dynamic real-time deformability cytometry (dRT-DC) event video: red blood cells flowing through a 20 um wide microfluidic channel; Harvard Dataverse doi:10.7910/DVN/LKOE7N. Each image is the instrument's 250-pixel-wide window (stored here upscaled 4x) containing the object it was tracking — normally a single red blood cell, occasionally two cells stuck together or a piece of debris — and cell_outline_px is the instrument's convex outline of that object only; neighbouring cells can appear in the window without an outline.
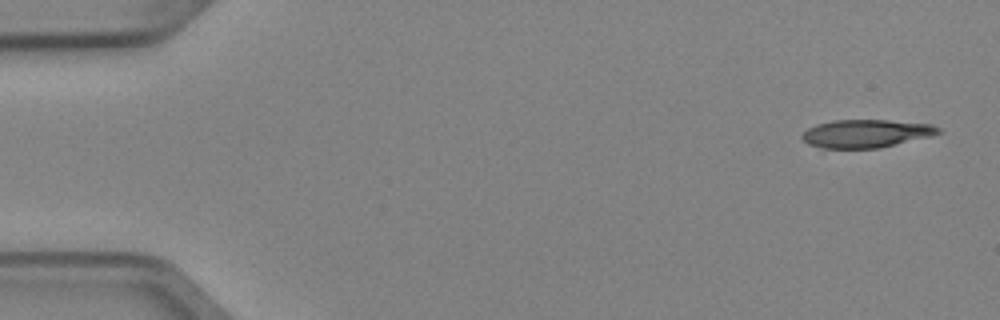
{"species": "Egyptian fruit bat (a non-hibernating species)", "species_latin": "Rousettus aegyptiacus", "temperature_condition": "cold", "stored_images_in_passage": 5, "camera_frame_rate_fps": 3000, "um_per_image_px": 0.085, "animal": {"sex": "female"}, "frame": {"image": 1, "passage_image": 1, "time_ms": 0.0, "image_size_px": [1000, 320], "cell_outline_px": [[940, 132], [932, 136], [880, 148], [824, 148], [808, 144], [800, 136], [808, 128], [816, 124], [832, 120], [888, 120], [932, 124], [940, 128]], "centroid_in_image_um": [73.62, 11.35], "position_along_channel_um": 11.4, "area_um2": 22.31}}
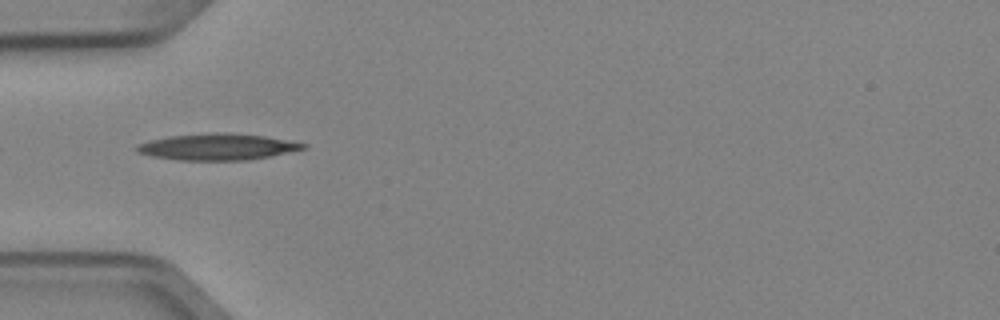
{"frame": {"image": 2, "passage_image": 5, "time_ms": 1.333, "image_size_px": [1000, 320], "cell_outline_px": [[308, 148], [248, 160], [176, 160], [152, 156], [136, 152], [136, 148], [140, 144], [148, 140], [168, 136], [208, 132], [224, 132], [264, 136], [308, 144]], "centroid_in_image_um": [18.46, 12.47], "position_along_channel_um": 66.5, "area_um2": 25.61}}